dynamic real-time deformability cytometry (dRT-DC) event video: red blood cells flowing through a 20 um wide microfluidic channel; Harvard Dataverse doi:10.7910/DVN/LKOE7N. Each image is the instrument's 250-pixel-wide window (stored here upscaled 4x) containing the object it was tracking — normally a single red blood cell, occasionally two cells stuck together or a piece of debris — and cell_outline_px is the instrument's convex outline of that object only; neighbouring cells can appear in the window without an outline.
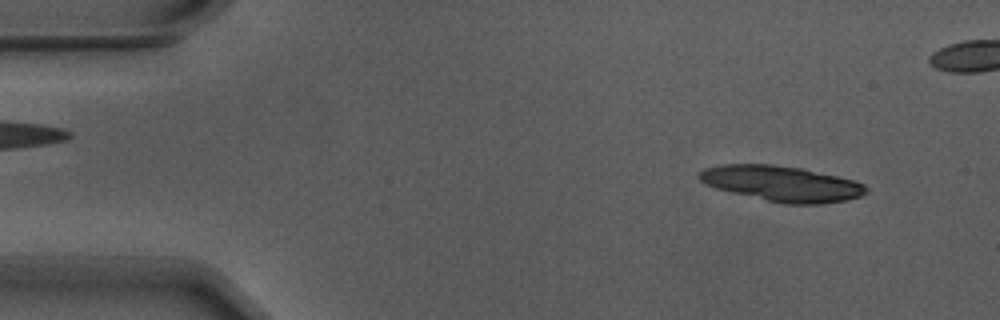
{"species": "Egyptian fruit bat (a non-hibernating species)", "species_latin": "Rousettus aegyptiacus", "temperature_condition": "warm", "stored_images_in_passage": 39, "camera_frame_rate_fps": 3000, "um_per_image_px": 0.085, "animal": {"sex": "male"}, "frame": {"image": 1, "passage_image": 4, "time_ms": 1.0, "image_size_px": [1000, 320], "cell_outline_px": [[868, 192], [860, 196], [844, 200], [820, 204], [784, 204], [732, 192], [716, 188], [700, 180], [696, 176], [704, 168], [720, 164], [772, 164], [804, 168], [856, 180], [864, 184], [868, 188]], "centroid_in_image_um": [66.48, 15.59], "position_along_channel_um": 18.5, "area_um2": 34.56}}
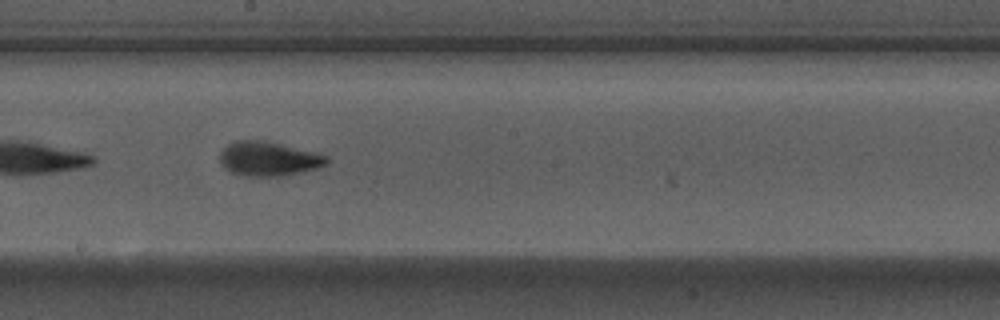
{"frame": {"image": 2, "passage_image": 29, "time_ms": 9.333, "image_size_px": [1000, 320], "cell_outline_px": [[328, 160], [324, 164], [316, 168], [280, 176], [244, 176], [228, 172], [224, 168], [220, 160], [220, 152], [228, 144], [236, 140], [264, 140], [328, 156]], "centroid_in_image_um": [22.74, 13.5], "position_along_channel_um": 225.5, "area_um2": 21.04}}
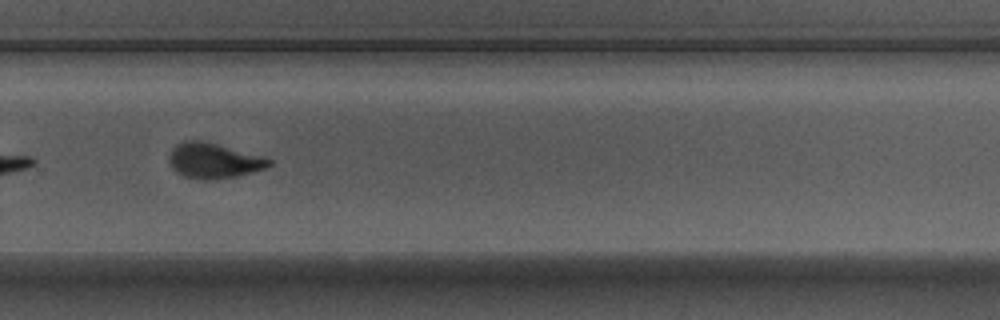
{"frame": {"image": 3, "passage_image": 36, "time_ms": 11.667, "image_size_px": [1000, 320], "cell_outline_px": [[272, 164], [268, 168], [236, 176], [208, 180], [204, 180], [184, 176], [176, 172], [168, 160], [168, 156], [172, 148], [176, 144], [184, 140], [200, 140], [264, 156], [272, 160]], "centroid_in_image_um": [18.17, 13.65], "position_along_channel_um": 311.6, "area_um2": 20.58}}